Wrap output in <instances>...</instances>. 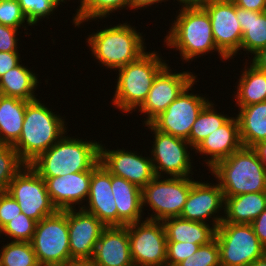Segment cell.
<instances>
[{
  "label": "cell",
  "mask_w": 266,
  "mask_h": 266,
  "mask_svg": "<svg viewBox=\"0 0 266 266\" xmlns=\"http://www.w3.org/2000/svg\"><path fill=\"white\" fill-rule=\"evenodd\" d=\"M39 100L26 104L22 131L13 145L26 165L47 151L67 132L64 117L53 113Z\"/></svg>",
  "instance_id": "1"
},
{
  "label": "cell",
  "mask_w": 266,
  "mask_h": 266,
  "mask_svg": "<svg viewBox=\"0 0 266 266\" xmlns=\"http://www.w3.org/2000/svg\"><path fill=\"white\" fill-rule=\"evenodd\" d=\"M67 134L29 164L41 177L88 171L100 160L99 142L71 138Z\"/></svg>",
  "instance_id": "2"
},
{
  "label": "cell",
  "mask_w": 266,
  "mask_h": 266,
  "mask_svg": "<svg viewBox=\"0 0 266 266\" xmlns=\"http://www.w3.org/2000/svg\"><path fill=\"white\" fill-rule=\"evenodd\" d=\"M164 38L167 48L176 49L182 61H193L206 53H219L221 60H228L216 47L210 17L204 8L180 9Z\"/></svg>",
  "instance_id": "3"
},
{
  "label": "cell",
  "mask_w": 266,
  "mask_h": 266,
  "mask_svg": "<svg viewBox=\"0 0 266 266\" xmlns=\"http://www.w3.org/2000/svg\"><path fill=\"white\" fill-rule=\"evenodd\" d=\"M165 62L157 51H148L118 68L113 106L125 113L137 111L146 100L156 76L168 65Z\"/></svg>",
  "instance_id": "4"
},
{
  "label": "cell",
  "mask_w": 266,
  "mask_h": 266,
  "mask_svg": "<svg viewBox=\"0 0 266 266\" xmlns=\"http://www.w3.org/2000/svg\"><path fill=\"white\" fill-rule=\"evenodd\" d=\"M224 197L250 192H266V169L251 147H241L209 170Z\"/></svg>",
  "instance_id": "5"
},
{
  "label": "cell",
  "mask_w": 266,
  "mask_h": 266,
  "mask_svg": "<svg viewBox=\"0 0 266 266\" xmlns=\"http://www.w3.org/2000/svg\"><path fill=\"white\" fill-rule=\"evenodd\" d=\"M86 39L95 59L107 69L125 66L145 53L142 33L128 22L100 29Z\"/></svg>",
  "instance_id": "6"
},
{
  "label": "cell",
  "mask_w": 266,
  "mask_h": 266,
  "mask_svg": "<svg viewBox=\"0 0 266 266\" xmlns=\"http://www.w3.org/2000/svg\"><path fill=\"white\" fill-rule=\"evenodd\" d=\"M40 266H63L71 258L68 209L57 210L36 223L31 240Z\"/></svg>",
  "instance_id": "7"
},
{
  "label": "cell",
  "mask_w": 266,
  "mask_h": 266,
  "mask_svg": "<svg viewBox=\"0 0 266 266\" xmlns=\"http://www.w3.org/2000/svg\"><path fill=\"white\" fill-rule=\"evenodd\" d=\"M155 176L142 188V209L148 205L153 213L145 219L163 221L180 217L191 185V177ZM193 179V180H192Z\"/></svg>",
  "instance_id": "8"
},
{
  "label": "cell",
  "mask_w": 266,
  "mask_h": 266,
  "mask_svg": "<svg viewBox=\"0 0 266 266\" xmlns=\"http://www.w3.org/2000/svg\"><path fill=\"white\" fill-rule=\"evenodd\" d=\"M215 238L221 266H249L266 254L251 224L221 222Z\"/></svg>",
  "instance_id": "9"
},
{
  "label": "cell",
  "mask_w": 266,
  "mask_h": 266,
  "mask_svg": "<svg viewBox=\"0 0 266 266\" xmlns=\"http://www.w3.org/2000/svg\"><path fill=\"white\" fill-rule=\"evenodd\" d=\"M9 193L19 204L22 213L39 222L57 211L47 191L45 180L25 165L9 183Z\"/></svg>",
  "instance_id": "10"
},
{
  "label": "cell",
  "mask_w": 266,
  "mask_h": 266,
  "mask_svg": "<svg viewBox=\"0 0 266 266\" xmlns=\"http://www.w3.org/2000/svg\"><path fill=\"white\" fill-rule=\"evenodd\" d=\"M154 134L151 150V161L155 176L167 174L171 177H192V163L190 151L192 146L186 139L162 133L151 124H145ZM164 172V173H163ZM192 174V175H190Z\"/></svg>",
  "instance_id": "11"
},
{
  "label": "cell",
  "mask_w": 266,
  "mask_h": 266,
  "mask_svg": "<svg viewBox=\"0 0 266 266\" xmlns=\"http://www.w3.org/2000/svg\"><path fill=\"white\" fill-rule=\"evenodd\" d=\"M134 266H166L167 239L162 221L145 219L127 225Z\"/></svg>",
  "instance_id": "12"
},
{
  "label": "cell",
  "mask_w": 266,
  "mask_h": 266,
  "mask_svg": "<svg viewBox=\"0 0 266 266\" xmlns=\"http://www.w3.org/2000/svg\"><path fill=\"white\" fill-rule=\"evenodd\" d=\"M195 82L198 81L195 79L188 85L167 109L150 123L156 130L186 140L189 138L192 125L209 102V98L189 92L193 90Z\"/></svg>",
  "instance_id": "13"
},
{
  "label": "cell",
  "mask_w": 266,
  "mask_h": 266,
  "mask_svg": "<svg viewBox=\"0 0 266 266\" xmlns=\"http://www.w3.org/2000/svg\"><path fill=\"white\" fill-rule=\"evenodd\" d=\"M168 65L156 76L148 96L138 111L145 115L144 124H150L190 85L197 76L192 72L176 73Z\"/></svg>",
  "instance_id": "14"
},
{
  "label": "cell",
  "mask_w": 266,
  "mask_h": 266,
  "mask_svg": "<svg viewBox=\"0 0 266 266\" xmlns=\"http://www.w3.org/2000/svg\"><path fill=\"white\" fill-rule=\"evenodd\" d=\"M212 26L217 49L229 60L240 51L242 30L232 0H218L204 8Z\"/></svg>",
  "instance_id": "15"
},
{
  "label": "cell",
  "mask_w": 266,
  "mask_h": 266,
  "mask_svg": "<svg viewBox=\"0 0 266 266\" xmlns=\"http://www.w3.org/2000/svg\"><path fill=\"white\" fill-rule=\"evenodd\" d=\"M224 205V194L218 182L216 184H209L205 183V181H194L180 218L207 223V221L209 222L207 219L213 217L211 224L217 228L224 218L218 215L221 210L224 211Z\"/></svg>",
  "instance_id": "16"
},
{
  "label": "cell",
  "mask_w": 266,
  "mask_h": 266,
  "mask_svg": "<svg viewBox=\"0 0 266 266\" xmlns=\"http://www.w3.org/2000/svg\"><path fill=\"white\" fill-rule=\"evenodd\" d=\"M100 143V163L113 175L122 177L142 189L154 177L151 157H143L136 151L108 150Z\"/></svg>",
  "instance_id": "17"
},
{
  "label": "cell",
  "mask_w": 266,
  "mask_h": 266,
  "mask_svg": "<svg viewBox=\"0 0 266 266\" xmlns=\"http://www.w3.org/2000/svg\"><path fill=\"white\" fill-rule=\"evenodd\" d=\"M100 160L88 171L69 173L58 177H42L45 180L50 199L57 210L74 209L87 200L92 172ZM75 204V205H74Z\"/></svg>",
  "instance_id": "18"
},
{
  "label": "cell",
  "mask_w": 266,
  "mask_h": 266,
  "mask_svg": "<svg viewBox=\"0 0 266 266\" xmlns=\"http://www.w3.org/2000/svg\"><path fill=\"white\" fill-rule=\"evenodd\" d=\"M68 209L69 248L71 258H92L101 232L106 227L82 208Z\"/></svg>",
  "instance_id": "19"
},
{
  "label": "cell",
  "mask_w": 266,
  "mask_h": 266,
  "mask_svg": "<svg viewBox=\"0 0 266 266\" xmlns=\"http://www.w3.org/2000/svg\"><path fill=\"white\" fill-rule=\"evenodd\" d=\"M87 206L81 208L93 214L105 226H118V211L111 188V173L100 164L90 180Z\"/></svg>",
  "instance_id": "20"
},
{
  "label": "cell",
  "mask_w": 266,
  "mask_h": 266,
  "mask_svg": "<svg viewBox=\"0 0 266 266\" xmlns=\"http://www.w3.org/2000/svg\"><path fill=\"white\" fill-rule=\"evenodd\" d=\"M93 260L98 266H134L126 226H106L95 246Z\"/></svg>",
  "instance_id": "21"
},
{
  "label": "cell",
  "mask_w": 266,
  "mask_h": 266,
  "mask_svg": "<svg viewBox=\"0 0 266 266\" xmlns=\"http://www.w3.org/2000/svg\"><path fill=\"white\" fill-rule=\"evenodd\" d=\"M242 147L240 140L239 121L237 116L230 117L218 129L209 134L194 149L195 153L205 155L210 159L204 160L209 170L219 161L229 157Z\"/></svg>",
  "instance_id": "22"
},
{
  "label": "cell",
  "mask_w": 266,
  "mask_h": 266,
  "mask_svg": "<svg viewBox=\"0 0 266 266\" xmlns=\"http://www.w3.org/2000/svg\"><path fill=\"white\" fill-rule=\"evenodd\" d=\"M111 188L118 211V226L141 221L142 189L113 174H111Z\"/></svg>",
  "instance_id": "23"
},
{
  "label": "cell",
  "mask_w": 266,
  "mask_h": 266,
  "mask_svg": "<svg viewBox=\"0 0 266 266\" xmlns=\"http://www.w3.org/2000/svg\"><path fill=\"white\" fill-rule=\"evenodd\" d=\"M167 242H190L206 245L215 239L216 227L211 224L171 217L162 221Z\"/></svg>",
  "instance_id": "24"
},
{
  "label": "cell",
  "mask_w": 266,
  "mask_h": 266,
  "mask_svg": "<svg viewBox=\"0 0 266 266\" xmlns=\"http://www.w3.org/2000/svg\"><path fill=\"white\" fill-rule=\"evenodd\" d=\"M222 222L251 224L266 208V192H250L224 197Z\"/></svg>",
  "instance_id": "25"
},
{
  "label": "cell",
  "mask_w": 266,
  "mask_h": 266,
  "mask_svg": "<svg viewBox=\"0 0 266 266\" xmlns=\"http://www.w3.org/2000/svg\"><path fill=\"white\" fill-rule=\"evenodd\" d=\"M236 17L242 30L240 50L251 56L266 46V12H255L236 6Z\"/></svg>",
  "instance_id": "26"
},
{
  "label": "cell",
  "mask_w": 266,
  "mask_h": 266,
  "mask_svg": "<svg viewBox=\"0 0 266 266\" xmlns=\"http://www.w3.org/2000/svg\"><path fill=\"white\" fill-rule=\"evenodd\" d=\"M28 101L0 95V144L14 145L21 134Z\"/></svg>",
  "instance_id": "27"
},
{
  "label": "cell",
  "mask_w": 266,
  "mask_h": 266,
  "mask_svg": "<svg viewBox=\"0 0 266 266\" xmlns=\"http://www.w3.org/2000/svg\"><path fill=\"white\" fill-rule=\"evenodd\" d=\"M240 109V110H239ZM240 140L243 147H252L266 140V101L238 108Z\"/></svg>",
  "instance_id": "28"
},
{
  "label": "cell",
  "mask_w": 266,
  "mask_h": 266,
  "mask_svg": "<svg viewBox=\"0 0 266 266\" xmlns=\"http://www.w3.org/2000/svg\"><path fill=\"white\" fill-rule=\"evenodd\" d=\"M37 83L39 84V79L36 74L25 65L19 64L0 77V94L28 102L34 101L38 99L34 93Z\"/></svg>",
  "instance_id": "29"
},
{
  "label": "cell",
  "mask_w": 266,
  "mask_h": 266,
  "mask_svg": "<svg viewBox=\"0 0 266 266\" xmlns=\"http://www.w3.org/2000/svg\"><path fill=\"white\" fill-rule=\"evenodd\" d=\"M249 64L248 67L246 61V66L238 79V86L235 87L237 90L234 99L239 108L266 101V72L257 69L251 61Z\"/></svg>",
  "instance_id": "30"
},
{
  "label": "cell",
  "mask_w": 266,
  "mask_h": 266,
  "mask_svg": "<svg viewBox=\"0 0 266 266\" xmlns=\"http://www.w3.org/2000/svg\"><path fill=\"white\" fill-rule=\"evenodd\" d=\"M80 5L73 17L74 27L89 20L108 17L110 13L123 8L130 9V0H79Z\"/></svg>",
  "instance_id": "31"
},
{
  "label": "cell",
  "mask_w": 266,
  "mask_h": 266,
  "mask_svg": "<svg viewBox=\"0 0 266 266\" xmlns=\"http://www.w3.org/2000/svg\"><path fill=\"white\" fill-rule=\"evenodd\" d=\"M215 110L214 103L209 101L197 116L187 139L193 149L230 118L227 114L223 115Z\"/></svg>",
  "instance_id": "32"
},
{
  "label": "cell",
  "mask_w": 266,
  "mask_h": 266,
  "mask_svg": "<svg viewBox=\"0 0 266 266\" xmlns=\"http://www.w3.org/2000/svg\"><path fill=\"white\" fill-rule=\"evenodd\" d=\"M0 250V266H40L30 242L11 241Z\"/></svg>",
  "instance_id": "33"
},
{
  "label": "cell",
  "mask_w": 266,
  "mask_h": 266,
  "mask_svg": "<svg viewBox=\"0 0 266 266\" xmlns=\"http://www.w3.org/2000/svg\"><path fill=\"white\" fill-rule=\"evenodd\" d=\"M25 165L12 145L0 144V194L7 192L9 183Z\"/></svg>",
  "instance_id": "34"
},
{
  "label": "cell",
  "mask_w": 266,
  "mask_h": 266,
  "mask_svg": "<svg viewBox=\"0 0 266 266\" xmlns=\"http://www.w3.org/2000/svg\"><path fill=\"white\" fill-rule=\"evenodd\" d=\"M36 221L20 213L2 227V234L12 238L11 241L31 242L35 232Z\"/></svg>",
  "instance_id": "35"
},
{
  "label": "cell",
  "mask_w": 266,
  "mask_h": 266,
  "mask_svg": "<svg viewBox=\"0 0 266 266\" xmlns=\"http://www.w3.org/2000/svg\"><path fill=\"white\" fill-rule=\"evenodd\" d=\"M67 1V0H65ZM64 0H18L23 13L28 19V22L33 26L36 25L40 19L53 14L57 7L64 2ZM61 2V3H60Z\"/></svg>",
  "instance_id": "36"
},
{
  "label": "cell",
  "mask_w": 266,
  "mask_h": 266,
  "mask_svg": "<svg viewBox=\"0 0 266 266\" xmlns=\"http://www.w3.org/2000/svg\"><path fill=\"white\" fill-rule=\"evenodd\" d=\"M176 266H221L220 250L216 238L210 243L200 246L193 255Z\"/></svg>",
  "instance_id": "37"
},
{
  "label": "cell",
  "mask_w": 266,
  "mask_h": 266,
  "mask_svg": "<svg viewBox=\"0 0 266 266\" xmlns=\"http://www.w3.org/2000/svg\"><path fill=\"white\" fill-rule=\"evenodd\" d=\"M25 23L28 24L27 26H32L23 13L18 0H0V24L15 29L23 27L24 30H27L24 26Z\"/></svg>",
  "instance_id": "38"
},
{
  "label": "cell",
  "mask_w": 266,
  "mask_h": 266,
  "mask_svg": "<svg viewBox=\"0 0 266 266\" xmlns=\"http://www.w3.org/2000/svg\"><path fill=\"white\" fill-rule=\"evenodd\" d=\"M199 247V244L190 242H167L166 266H176L193 255Z\"/></svg>",
  "instance_id": "39"
},
{
  "label": "cell",
  "mask_w": 266,
  "mask_h": 266,
  "mask_svg": "<svg viewBox=\"0 0 266 266\" xmlns=\"http://www.w3.org/2000/svg\"><path fill=\"white\" fill-rule=\"evenodd\" d=\"M22 213L17 201L7 192L0 194V225L3 227L10 220Z\"/></svg>",
  "instance_id": "40"
},
{
  "label": "cell",
  "mask_w": 266,
  "mask_h": 266,
  "mask_svg": "<svg viewBox=\"0 0 266 266\" xmlns=\"http://www.w3.org/2000/svg\"><path fill=\"white\" fill-rule=\"evenodd\" d=\"M18 29L0 24V52H18Z\"/></svg>",
  "instance_id": "41"
},
{
  "label": "cell",
  "mask_w": 266,
  "mask_h": 266,
  "mask_svg": "<svg viewBox=\"0 0 266 266\" xmlns=\"http://www.w3.org/2000/svg\"><path fill=\"white\" fill-rule=\"evenodd\" d=\"M19 52H0V77L20 64Z\"/></svg>",
  "instance_id": "42"
},
{
  "label": "cell",
  "mask_w": 266,
  "mask_h": 266,
  "mask_svg": "<svg viewBox=\"0 0 266 266\" xmlns=\"http://www.w3.org/2000/svg\"><path fill=\"white\" fill-rule=\"evenodd\" d=\"M255 235L258 237L261 244L266 248V208L259 216L251 223Z\"/></svg>",
  "instance_id": "43"
},
{
  "label": "cell",
  "mask_w": 266,
  "mask_h": 266,
  "mask_svg": "<svg viewBox=\"0 0 266 266\" xmlns=\"http://www.w3.org/2000/svg\"><path fill=\"white\" fill-rule=\"evenodd\" d=\"M240 8L255 12H266V0H232Z\"/></svg>",
  "instance_id": "44"
},
{
  "label": "cell",
  "mask_w": 266,
  "mask_h": 266,
  "mask_svg": "<svg viewBox=\"0 0 266 266\" xmlns=\"http://www.w3.org/2000/svg\"><path fill=\"white\" fill-rule=\"evenodd\" d=\"M180 2L181 10L182 9H196V8H205L207 5L218 1V0H176Z\"/></svg>",
  "instance_id": "45"
},
{
  "label": "cell",
  "mask_w": 266,
  "mask_h": 266,
  "mask_svg": "<svg viewBox=\"0 0 266 266\" xmlns=\"http://www.w3.org/2000/svg\"><path fill=\"white\" fill-rule=\"evenodd\" d=\"M251 61L257 69L266 72V46L254 54Z\"/></svg>",
  "instance_id": "46"
},
{
  "label": "cell",
  "mask_w": 266,
  "mask_h": 266,
  "mask_svg": "<svg viewBox=\"0 0 266 266\" xmlns=\"http://www.w3.org/2000/svg\"><path fill=\"white\" fill-rule=\"evenodd\" d=\"M166 2L168 0H130V9L132 10H138L143 9L144 7L147 8L148 6H152L153 4Z\"/></svg>",
  "instance_id": "47"
},
{
  "label": "cell",
  "mask_w": 266,
  "mask_h": 266,
  "mask_svg": "<svg viewBox=\"0 0 266 266\" xmlns=\"http://www.w3.org/2000/svg\"><path fill=\"white\" fill-rule=\"evenodd\" d=\"M251 148L255 151L263 167L266 169V140L256 143Z\"/></svg>",
  "instance_id": "48"
},
{
  "label": "cell",
  "mask_w": 266,
  "mask_h": 266,
  "mask_svg": "<svg viewBox=\"0 0 266 266\" xmlns=\"http://www.w3.org/2000/svg\"><path fill=\"white\" fill-rule=\"evenodd\" d=\"M63 266H98L93 258H74L70 259Z\"/></svg>",
  "instance_id": "49"
},
{
  "label": "cell",
  "mask_w": 266,
  "mask_h": 266,
  "mask_svg": "<svg viewBox=\"0 0 266 266\" xmlns=\"http://www.w3.org/2000/svg\"><path fill=\"white\" fill-rule=\"evenodd\" d=\"M249 266H266V254L259 258L256 259L252 264H250Z\"/></svg>",
  "instance_id": "50"
},
{
  "label": "cell",
  "mask_w": 266,
  "mask_h": 266,
  "mask_svg": "<svg viewBox=\"0 0 266 266\" xmlns=\"http://www.w3.org/2000/svg\"><path fill=\"white\" fill-rule=\"evenodd\" d=\"M1 232H2V227H1V225H0V237H1Z\"/></svg>",
  "instance_id": "51"
}]
</instances>
